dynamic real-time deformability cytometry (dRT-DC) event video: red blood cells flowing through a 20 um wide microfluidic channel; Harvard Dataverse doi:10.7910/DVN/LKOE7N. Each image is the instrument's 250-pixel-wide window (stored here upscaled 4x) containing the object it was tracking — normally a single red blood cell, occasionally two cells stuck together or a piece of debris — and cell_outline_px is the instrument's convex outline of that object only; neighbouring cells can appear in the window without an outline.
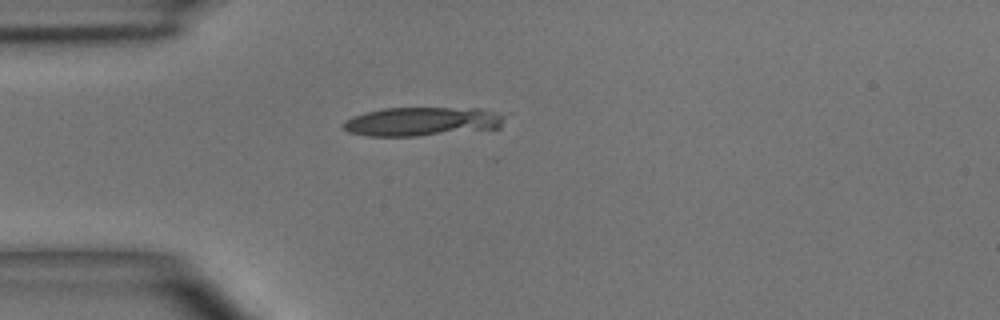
{"species": "common noctule bat (a hibernating species)", "species_latin": "Nyctalus noctula", "temperature_condition": "room temperature", "stored_images_in_passage": 2, "camera_frame_rate_fps": 3000, "um_per_image_px": 0.085, "animal": {"sex": "male", "body_mass_g": 15.6}, "frame": {"image": 1, "passage_image": 1, "time_ms": 0.0, "image_size_px": [1000, 320], "cell_outline_px": [[500, 128], [416, 136], [368, 136], [348, 132], [340, 124], [344, 120], [352, 116], [364, 112], [384, 108], [480, 108], [492, 112], [500, 116]], "centroid_in_image_um": [35.73, 10.33], "position_along_channel_um": 49.3, "area_um2": 26.88}}